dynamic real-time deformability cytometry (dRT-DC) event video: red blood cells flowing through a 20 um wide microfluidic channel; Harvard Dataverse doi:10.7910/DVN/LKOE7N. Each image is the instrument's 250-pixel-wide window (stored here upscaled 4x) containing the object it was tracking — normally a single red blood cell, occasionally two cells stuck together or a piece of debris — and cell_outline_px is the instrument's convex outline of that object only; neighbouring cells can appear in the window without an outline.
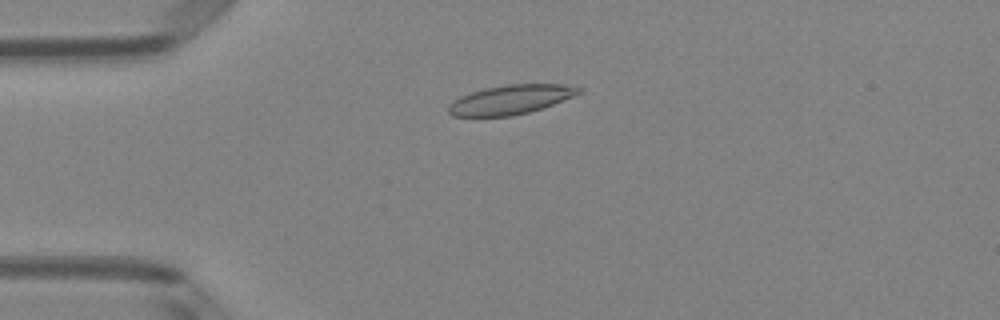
{"species": "Egyptian fruit bat (a non-hibernating species)", "species_latin": "Rousettus aegyptiacus", "temperature_condition": "room temperature", "stored_images_in_passage": 51, "camera_frame_rate_fps": 3000, "um_per_image_px": 0.085, "animal": {"sex": "female"}, "frame": {"image": 1, "passage_image": 13, "time_ms": 4.0, "image_size_px": [1000, 320], "cell_outline_px": [[584, 88], [580, 92], [572, 96], [552, 104], [528, 112], [512, 116], [452, 116], [448, 112], [448, 108], [460, 96], [484, 88], [508, 84], [564, 84]], "centroid_in_image_um": [43.41, 8.46], "position_along_channel_um": 41.6, "area_um2": 21.85}}
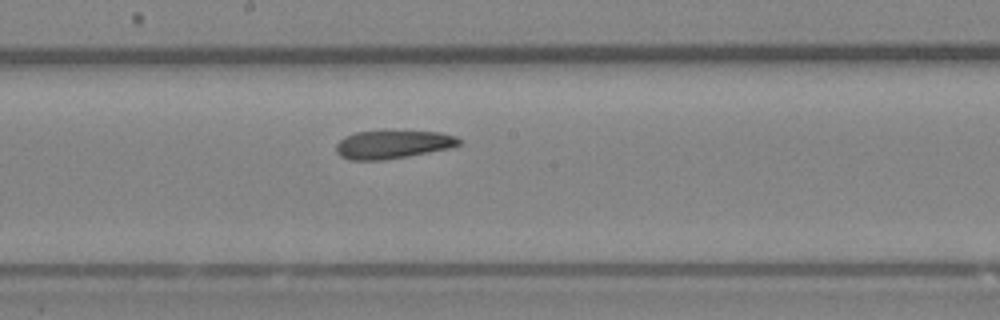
{"frame": {"image": 2, "passage_image": 28, "time_ms": 9.0, "image_size_px": [1000, 320], "cell_outline_px": [[460, 144], [448, 148], [408, 156], [384, 160], [352, 160], [340, 156], [336, 152], [336, 144], [344, 136], [356, 132], [440, 132], [456, 136], [460, 140]], "centroid_in_image_um": [33.35, 12.29], "position_along_channel_um": 214.9, "area_um2": 19.83}}
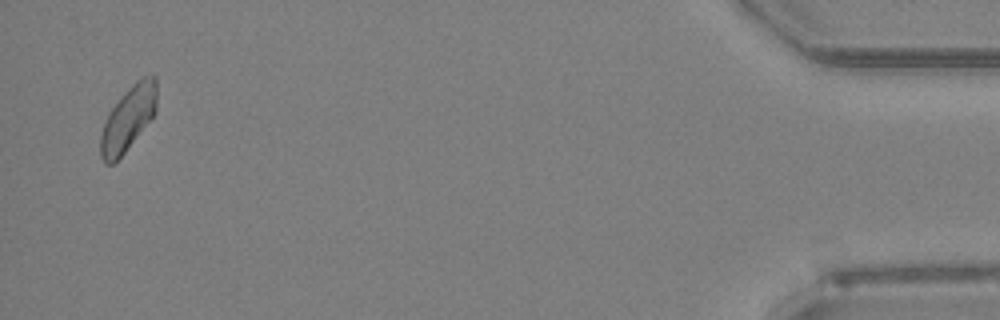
{"frame": {"image": 3, "passage_image": 50, "time_ms": 16.333, "image_size_px": [1000, 320], "cell_outline_px": [[156, 112], [124, 152], [112, 164], [104, 164], [100, 156], [100, 136], [108, 112], [124, 92], [136, 80], [144, 76], [156, 76]], "centroid_in_image_um": [10.87, 10.06], "position_along_channel_um": 424.3, "area_um2": 20.81}, "authors_computed_cell_mechanics": {"area_um2": 21.2126, "velocity_mm_per_s": 3.9973, "shape_relaxation_time_tau1_ms": null, "shape_relaxation_time_tau2_ms": 3.3467, "deformation_change_tau1": null, "deformation_change_tau2": 0.0943}}